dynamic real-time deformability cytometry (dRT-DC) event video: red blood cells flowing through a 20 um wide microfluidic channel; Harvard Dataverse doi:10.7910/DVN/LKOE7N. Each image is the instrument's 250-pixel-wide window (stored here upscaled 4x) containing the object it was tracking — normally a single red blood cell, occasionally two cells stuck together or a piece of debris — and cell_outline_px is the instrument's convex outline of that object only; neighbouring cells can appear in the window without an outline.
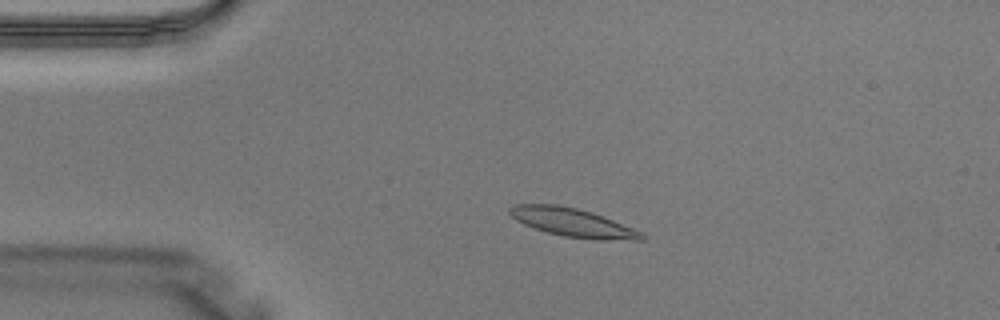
{"species": "Egyptian fruit bat (a non-hibernating species)", "species_latin": "Rousettus aegyptiacus", "temperature_condition": "warm", "stored_images_in_passage": 3, "camera_frame_rate_fps": 3000, "um_per_image_px": 0.085, "animal": {"sex": "male"}, "frame": {"image": 1, "passage_image": 2, "time_ms": 0.333, "image_size_px": [1000, 320], "cell_outline_px": [[644, 240], [596, 240], [564, 236], [548, 232], [524, 224], [516, 220], [508, 212], [508, 208], [516, 204], [556, 204], [576, 208], [592, 212], [644, 232]], "centroid_in_image_um": [48.71, 18.92], "position_along_channel_um": 36.3, "area_um2": 21.85}}
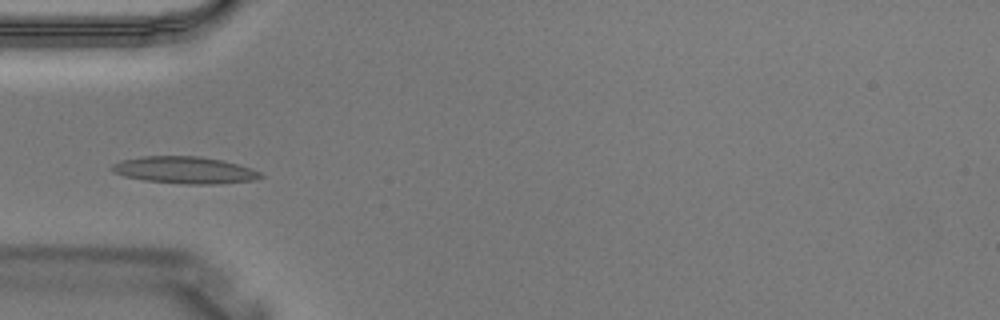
{"frame": {"image": 2, "passage_image": 3, "time_ms": 0.667, "image_size_px": [1000, 320], "cell_outline_px": [[264, 176], [256, 180], [216, 184], [184, 184], [144, 180], [124, 176], [108, 168], [112, 164], [120, 160], [144, 156], [200, 156], [220, 160], [236, 164], [260, 172]], "centroid_in_image_um": [15.66, 14.46], "position_along_channel_um": 69.3, "area_um2": 23.24}}